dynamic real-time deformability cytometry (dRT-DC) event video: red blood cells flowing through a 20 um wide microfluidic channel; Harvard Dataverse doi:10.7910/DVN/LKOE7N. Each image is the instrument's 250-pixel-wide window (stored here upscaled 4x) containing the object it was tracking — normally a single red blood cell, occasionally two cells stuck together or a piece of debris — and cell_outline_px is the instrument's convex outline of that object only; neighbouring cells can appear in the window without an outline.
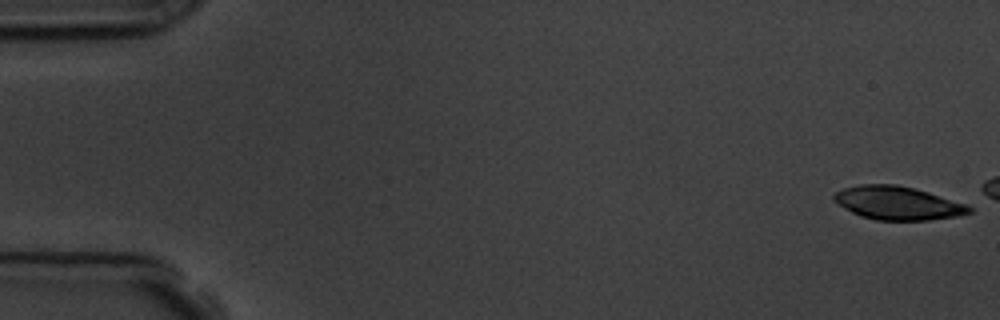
{"species": "common noctule bat (a hibernating species)", "species_latin": "Nyctalus noctula", "temperature_condition": "room temperature", "stored_images_in_passage": 10, "camera_frame_rate_fps": 3000, "um_per_image_px": 0.085, "animal": {"sex": "male", "body_mass_g": 19.5, "forearm_length_mm": 54.6}, "frame": {"image": 1, "passage_image": 1, "time_ms": 0.0, "image_size_px": [1000, 320], "cell_outline_px": [[972, 212], [960, 216], [928, 220], [876, 220], [860, 216], [844, 208], [832, 200], [832, 196], [836, 192], [844, 188], [860, 184], [896, 184], [928, 192], [968, 204], [972, 208]], "centroid_in_image_um": [76.31, 17.26], "position_along_channel_um": 8.7, "area_um2": 26.41}}